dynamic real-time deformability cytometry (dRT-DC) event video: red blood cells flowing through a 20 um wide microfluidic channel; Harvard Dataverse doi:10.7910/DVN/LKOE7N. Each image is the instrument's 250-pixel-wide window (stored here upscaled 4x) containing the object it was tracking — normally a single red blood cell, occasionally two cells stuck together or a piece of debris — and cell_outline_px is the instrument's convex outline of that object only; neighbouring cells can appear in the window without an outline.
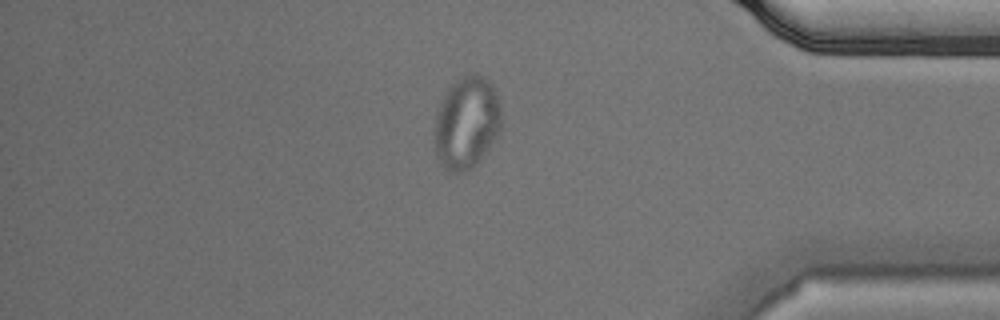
{"species": "Egyptian fruit bat (a non-hibernating species)", "species_latin": "Rousettus aegyptiacus", "temperature_condition": "cold", "stored_images_in_passage": 56, "camera_frame_rate_fps": 3000, "um_per_image_px": 0.085, "animal": {"sex": "male"}, "frame": {"image": 1, "passage_image": 48, "time_ms": 15.667, "image_size_px": [1000, 320], "cell_outline_px": [[500, 128], [496, 136], [480, 160], [476, 164], [464, 172], [448, 172], [444, 168], [436, 156], [436, 112], [448, 88], [456, 80], [472, 72], [476, 72], [484, 76], [492, 84], [496, 92], [500, 108]], "centroid_in_image_um": [39.66, 10.41], "position_along_channel_um": 395.5, "area_um2": 35.6}}